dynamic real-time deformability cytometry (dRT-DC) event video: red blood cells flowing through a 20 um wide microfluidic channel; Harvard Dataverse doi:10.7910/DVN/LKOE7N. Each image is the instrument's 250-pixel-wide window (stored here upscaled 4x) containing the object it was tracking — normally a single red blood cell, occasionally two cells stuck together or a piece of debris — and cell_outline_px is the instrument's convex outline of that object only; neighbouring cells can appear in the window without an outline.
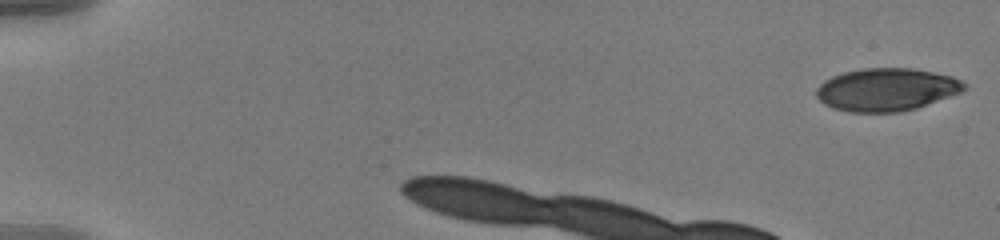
{"species": "human", "species_latin": "Homo sapiens", "temperature_condition": "warm", "stored_images_in_passage": 6, "camera_frame_rate_fps": 3000, "um_per_image_px": 0.085, "donor": {"sex": "male"}, "frame": {"image": 1, "passage_image": 1, "time_ms": 0.0, "image_size_px": [1000, 240], "cell_outline_px": [[968, 88], [960, 92], [916, 108], [900, 112], [848, 112], [832, 108], [824, 104], [816, 96], [816, 88], [824, 80], [832, 76], [844, 72], [864, 68], [912, 68], [952, 76], [968, 84]], "centroid_in_image_um": [75.34, 7.61], "position_along_channel_um": 9.7, "area_um2": 36.88}}